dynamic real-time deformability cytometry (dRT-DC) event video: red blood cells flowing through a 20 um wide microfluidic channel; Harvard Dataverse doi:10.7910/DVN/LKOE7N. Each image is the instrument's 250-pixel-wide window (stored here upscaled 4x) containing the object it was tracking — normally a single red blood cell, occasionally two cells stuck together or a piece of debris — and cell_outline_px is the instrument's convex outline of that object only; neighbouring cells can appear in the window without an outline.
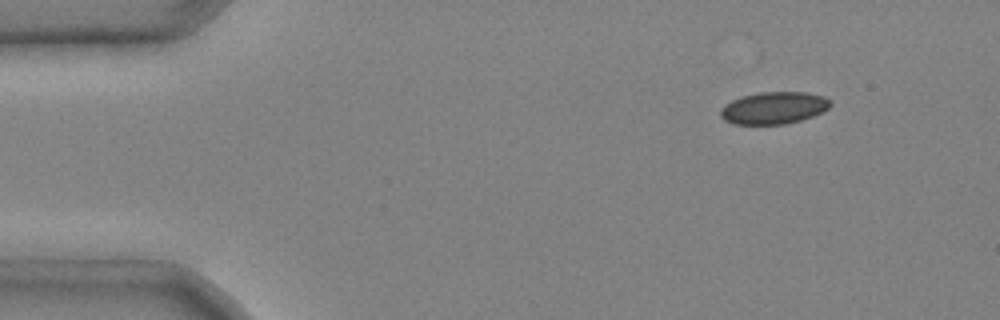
{"species": "common noctule bat (a hibernating species)", "species_latin": "Nyctalus noctula", "temperature_condition": "cold", "stored_images_in_passage": 3, "camera_frame_rate_fps": 3000, "um_per_image_px": 0.085, "animal": {"sex": "male", "body_mass_g": 20.4}, "frame": {"image": 1, "passage_image": 1, "time_ms": 0.0, "image_size_px": [1000, 320], "cell_outline_px": [[832, 104], [824, 112], [800, 120], [784, 124], [732, 124], [724, 120], [720, 116], [720, 108], [724, 104], [740, 96], [760, 92], [804, 92], [824, 96], [832, 100]], "centroid_in_image_um": [65.76, 9.17], "position_along_channel_um": 19.2, "area_um2": 20.81}}
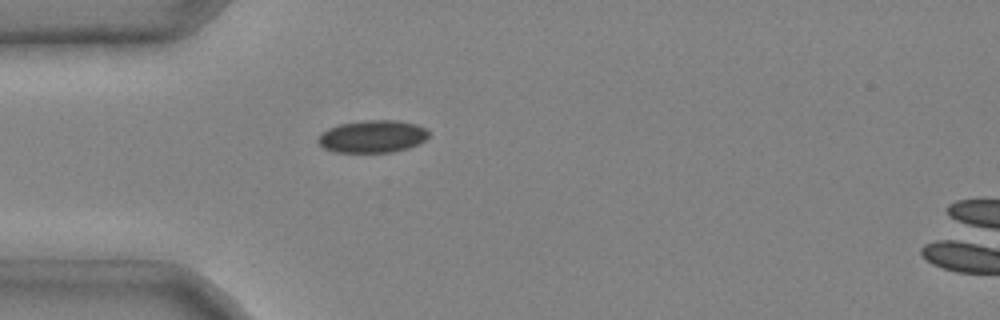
{"frame": {"image": 2, "passage_image": 3, "time_ms": 0.667, "image_size_px": [1000, 320], "cell_outline_px": [[428, 136], [424, 140], [408, 148], [392, 152], [336, 152], [324, 148], [316, 140], [320, 132], [328, 128], [340, 124], [364, 120], [396, 120], [416, 124], [424, 128], [428, 132]], "centroid_in_image_um": [31.62, 11.59], "position_along_channel_um": 53.4, "area_um2": 20.87}}